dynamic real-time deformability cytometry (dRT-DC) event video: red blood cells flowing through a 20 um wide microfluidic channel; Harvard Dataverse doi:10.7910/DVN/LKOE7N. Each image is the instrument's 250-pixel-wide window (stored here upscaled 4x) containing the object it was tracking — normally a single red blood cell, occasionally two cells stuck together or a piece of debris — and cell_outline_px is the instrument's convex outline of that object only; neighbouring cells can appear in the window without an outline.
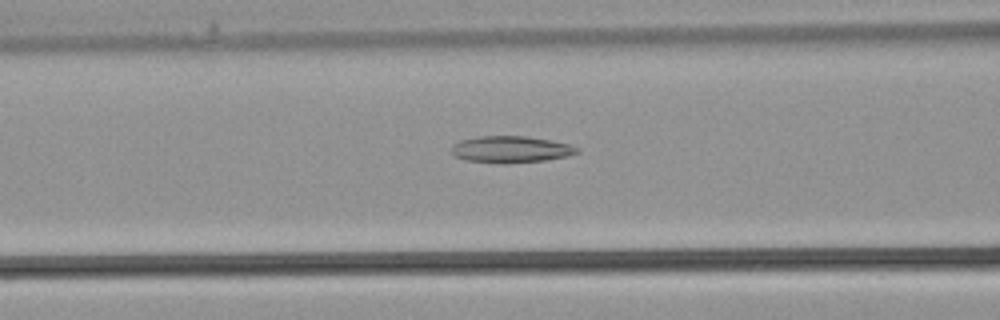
{"species": "common noctule bat (a hibernating species)", "species_latin": "Nyctalus noctula", "temperature_condition": "warm", "stored_images_in_passage": 33, "camera_frame_rate_fps": 3000, "um_per_image_px": 0.085, "animal": {"sex": "male", "body_mass_g": 21.5, "forearm_length_mm": 52.0}, "frame": {"image": 1, "passage_image": 11, "time_ms": 3.333, "image_size_px": [1000, 320], "cell_outline_px": [[580, 152], [568, 156], [544, 160], [504, 164], [500, 164], [464, 160], [452, 156], [452, 144], [460, 140], [480, 136], [524, 136], [552, 140], [568, 144], [580, 148]], "centroid_in_image_um": [43.4, 12.7], "position_along_channel_um": 123.2, "area_um2": 19.77}}
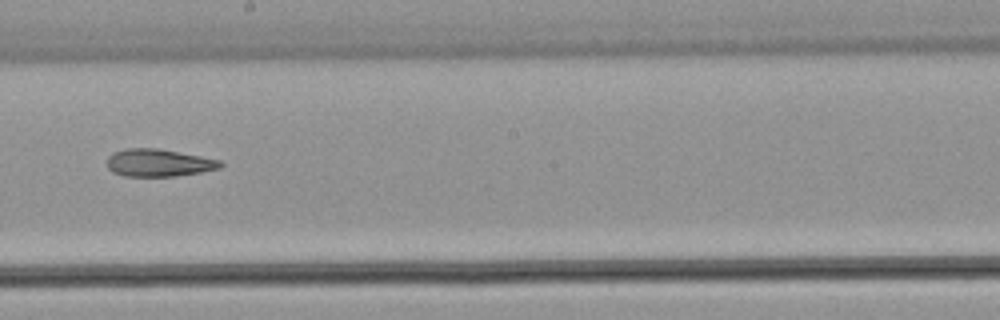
{"frame": {"image": 2, "passage_image": 17, "time_ms": 5.333, "image_size_px": [1000, 320], "cell_outline_px": [[224, 164], [220, 168], [200, 172], [172, 176], [124, 176], [112, 172], [108, 168], [108, 156], [112, 152], [124, 148], [156, 148], [200, 156], [220, 160]], "centroid_in_image_um": [13.45, 13.83], "position_along_channel_um": 234.7, "area_um2": 18.09}}
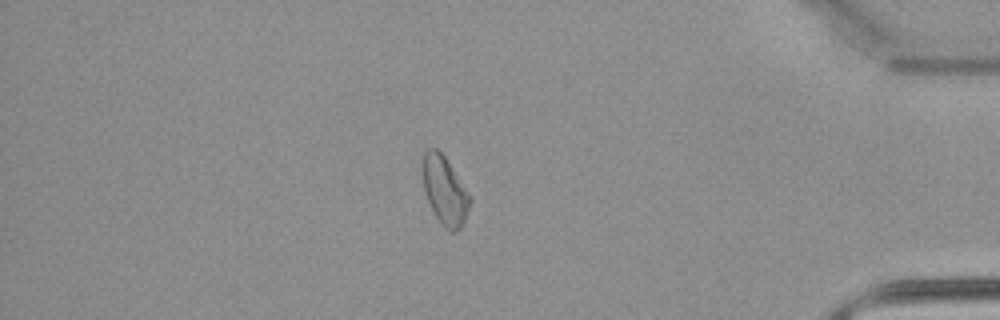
{"frame": {"image": 3, "passage_image": 33, "time_ms": 10.667, "image_size_px": [1000, 320], "cell_outline_px": [[472, 200], [464, 220], [460, 228], [456, 232], [448, 232], [440, 224], [428, 200], [424, 188], [424, 152], [428, 148], [436, 148], [444, 156]], "centroid_in_image_um": [37.81, 16.25], "position_along_channel_um": 397.4, "area_um2": 18.15}}